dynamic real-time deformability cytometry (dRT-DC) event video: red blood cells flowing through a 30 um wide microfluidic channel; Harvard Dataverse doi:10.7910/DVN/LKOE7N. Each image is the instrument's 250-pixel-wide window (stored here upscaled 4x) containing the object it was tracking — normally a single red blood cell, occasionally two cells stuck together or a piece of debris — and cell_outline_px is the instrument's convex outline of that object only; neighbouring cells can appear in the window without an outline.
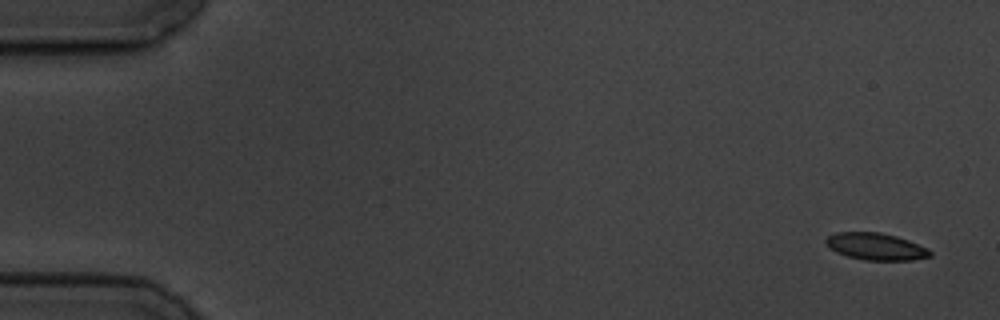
{"species": "common noctule bat (a hibernating species)", "species_latin": "Nyctalus noctula", "temperature_condition": "cold", "stored_images_in_passage": 5, "camera_frame_rate_fps": 3000, "um_per_image_px": 0.085, "animal": {"sex": "male", "body_mass_g": 19.5, "forearm_length_mm": 54.6}, "frame": {"image": 1, "passage_image": 1, "time_ms": 0.0, "image_size_px": [1000, 320], "cell_outline_px": [[932, 256], [912, 260], [864, 260], [848, 256], [836, 252], [828, 248], [824, 240], [828, 236], [836, 232], [880, 232], [896, 236], [908, 240], [928, 248], [932, 252]], "centroid_in_image_um": [74.44, 20.95], "position_along_channel_um": 10.6, "area_um2": 16.47}}
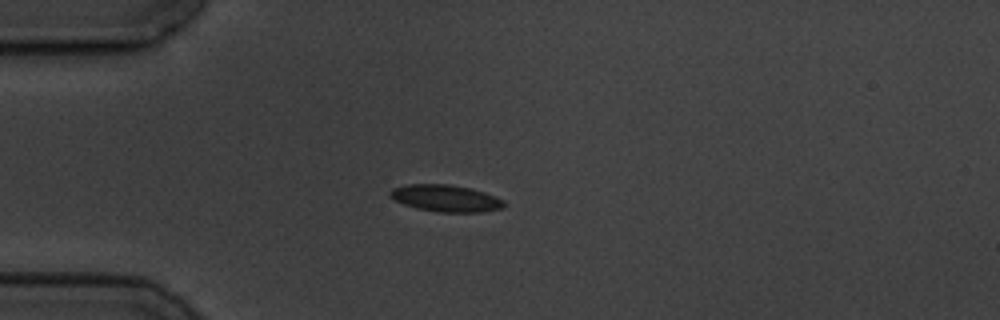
{"frame": {"image": 2, "passage_image": 4, "time_ms": 4.333, "image_size_px": [1000, 320], "cell_outline_px": [[508, 204], [504, 208], [484, 212], [440, 212], [416, 208], [404, 204], [388, 196], [388, 192], [392, 188], [408, 184], [448, 184], [468, 188], [484, 192], [496, 196], [504, 200]], "centroid_in_image_um": [37.92, 16.86], "position_along_channel_um": 47.1, "area_um2": 17.98}}